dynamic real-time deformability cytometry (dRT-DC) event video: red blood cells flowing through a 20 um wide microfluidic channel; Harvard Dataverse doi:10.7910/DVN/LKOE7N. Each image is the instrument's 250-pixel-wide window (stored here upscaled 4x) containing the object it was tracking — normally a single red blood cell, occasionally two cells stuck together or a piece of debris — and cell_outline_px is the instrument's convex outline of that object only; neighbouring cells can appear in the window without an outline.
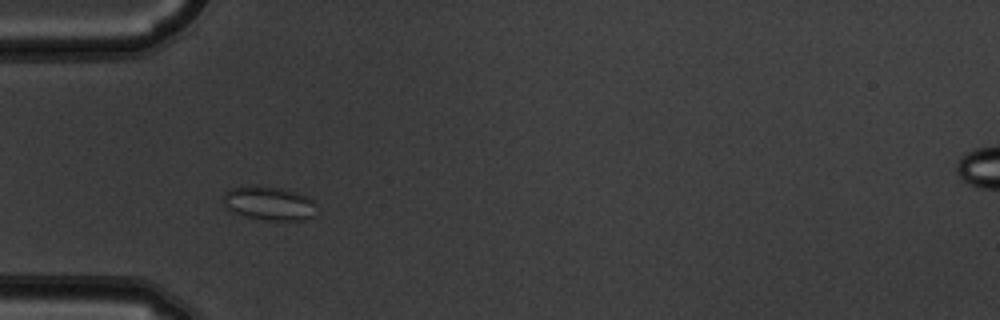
{"species": "common noctule bat (a hibernating species)", "species_latin": "Nyctalus noctula", "temperature_condition": "warm", "stored_images_in_passage": 2, "camera_frame_rate_fps": 3000, "um_per_image_px": 0.085, "animal": {"sex": "male", "body_mass_g": 19.5, "forearm_length_mm": 54.6}, "frame": {"image": 1, "passage_image": 1, "time_ms": 0.0, "image_size_px": [1000, 320], "cell_outline_px": [[312, 216], [304, 220], [268, 220], [248, 216], [232, 212], [224, 204], [224, 192], [232, 188], [248, 184], [256, 184], [288, 188], [300, 192], [308, 196], [312, 200]], "centroid_in_image_um": [22.84, 17.22], "position_along_channel_um": 62.2, "area_um2": 18.55}}
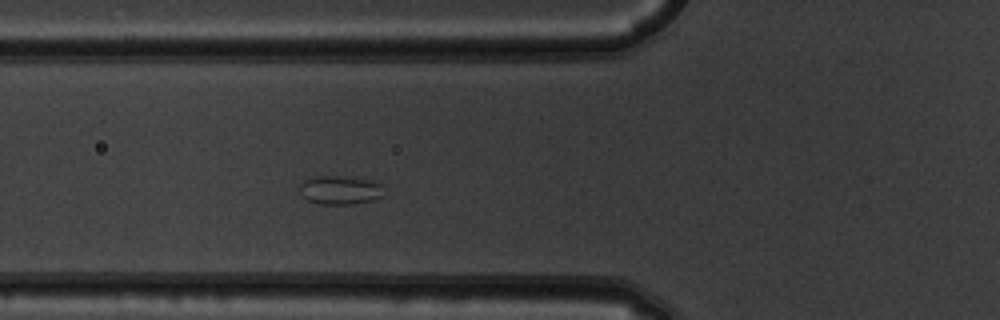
{"frame": {"image": 2, "passage_image": 2, "time_ms": 0.333, "image_size_px": [1000, 320], "cell_outline_px": [[384, 196], [372, 200], [352, 204], [320, 204], [308, 200], [304, 196], [300, 188], [300, 184], [304, 180], [312, 176], [352, 176], [376, 180], [380, 184]], "centroid_in_image_um": [28.95, 16.13], "position_along_channel_um": 96.9, "area_um2": 14.28}}